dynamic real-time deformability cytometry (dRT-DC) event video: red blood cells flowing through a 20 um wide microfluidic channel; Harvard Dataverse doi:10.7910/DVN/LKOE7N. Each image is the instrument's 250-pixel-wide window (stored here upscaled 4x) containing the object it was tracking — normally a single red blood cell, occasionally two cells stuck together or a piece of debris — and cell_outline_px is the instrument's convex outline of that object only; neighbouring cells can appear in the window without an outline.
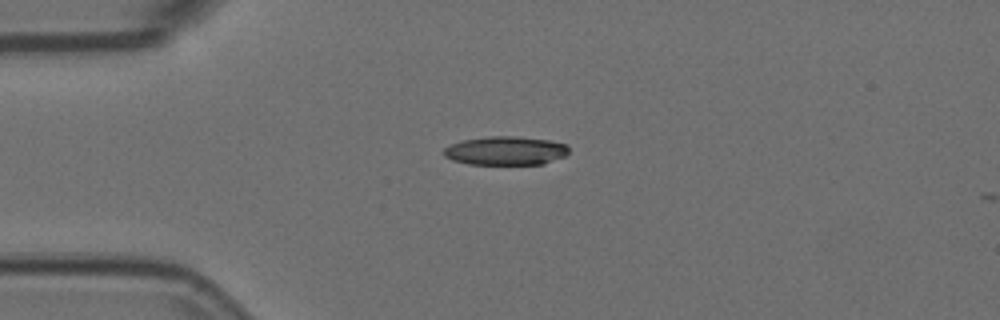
{"species": "Egyptian fruit bat (a non-hibernating species)", "species_latin": "Rousettus aegyptiacus", "temperature_condition": "room temperature", "stored_images_in_passage": 4, "camera_frame_rate_fps": 3000, "um_per_image_px": 0.085, "animal": {"sex": "female"}, "frame": {"image": 1, "passage_image": 1, "time_ms": 0.0, "image_size_px": [1000, 320], "cell_outline_px": [[568, 152], [564, 156], [544, 164], [468, 164], [452, 160], [444, 156], [444, 148], [460, 140], [488, 136], [516, 136], [548, 140], [568, 144]], "centroid_in_image_um": [42.97, 12.8], "position_along_channel_um": 42.0, "area_um2": 20.98}}